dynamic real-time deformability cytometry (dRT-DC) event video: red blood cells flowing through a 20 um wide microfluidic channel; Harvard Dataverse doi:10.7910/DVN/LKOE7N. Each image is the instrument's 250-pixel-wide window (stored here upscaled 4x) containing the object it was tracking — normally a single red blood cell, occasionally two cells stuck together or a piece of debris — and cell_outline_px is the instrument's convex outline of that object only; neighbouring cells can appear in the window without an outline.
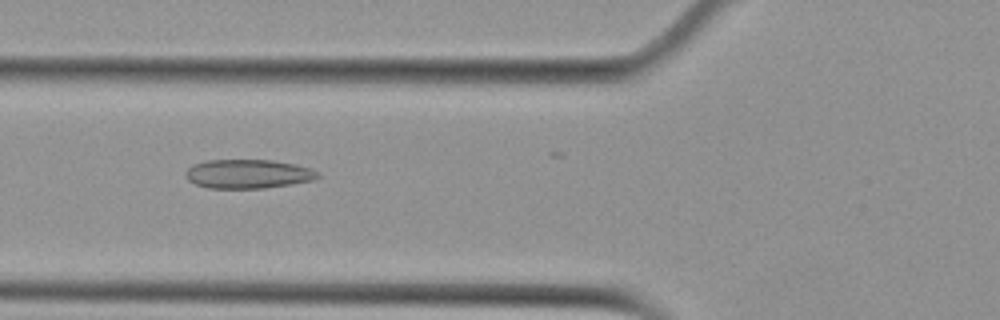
{"species": "Egyptian fruit bat (a non-hibernating species)", "species_latin": "Rousettus aegyptiacus", "temperature_condition": "cold", "stored_images_in_passage": 47, "camera_frame_rate_fps": 3000, "um_per_image_px": 0.085, "animal": {"sex": "female"}, "frame": {"image": 1, "passage_image": 13, "time_ms": 4.0, "image_size_px": [1000, 320], "cell_outline_px": [[320, 176], [312, 180], [292, 184], [264, 188], [208, 188], [196, 184], [188, 180], [184, 176], [184, 172], [192, 164], [208, 160], [272, 160], [296, 164], [320, 172]], "centroid_in_image_um": [21.06, 14.78], "position_along_channel_um": 104.7, "area_um2": 22.43}}
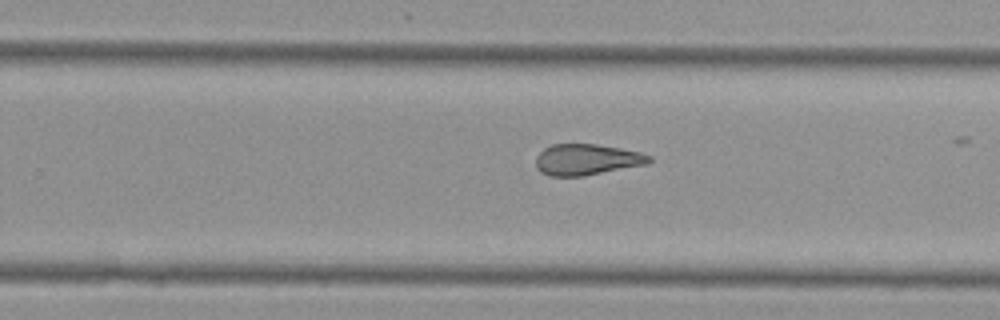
{"frame": {"image": 2, "passage_image": 27, "time_ms": 8.667, "image_size_px": [1000, 320], "cell_outline_px": [[652, 160], [648, 164], [584, 176], [548, 176], [540, 172], [536, 168], [536, 156], [544, 148], [552, 144], [596, 144], [620, 148], [640, 152], [652, 156]], "centroid_in_image_um": [49.87, 13.57], "position_along_channel_um": 279.9, "area_um2": 20.69}}
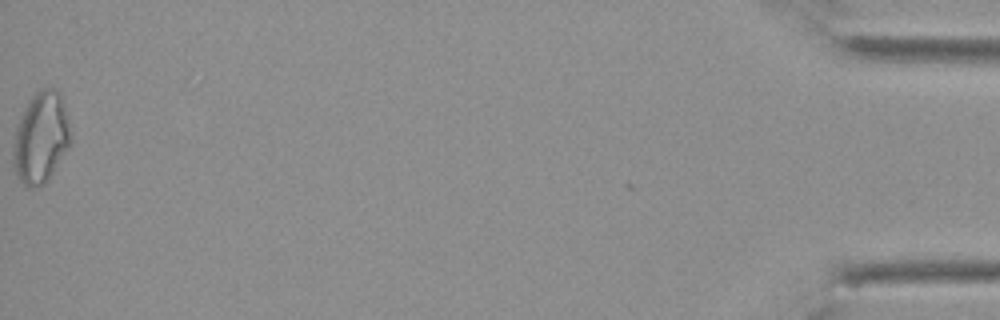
{"frame": {"image": 3, "passage_image": 47, "time_ms": 15.333, "image_size_px": [1000, 320], "cell_outline_px": [[72, 144], [44, 184], [28, 188], [20, 180], [12, 164], [12, 144], [16, 124], [28, 100], [40, 88], [56, 88], [60, 92], [68, 116]], "centroid_in_image_um": [3.47, 11.67], "position_along_channel_um": 431.7, "area_um2": 30.98}, "authors_computed_cell_mechanics": {"area_um2": 22.7732, "velocity_mm_per_s": 3.7546, "shape_relaxation_time_tau1_ms": null, "shape_relaxation_time_tau2_ms": 2.9608, "deformation_change_tau1": null, "deformation_change_tau2": 0.0955}}